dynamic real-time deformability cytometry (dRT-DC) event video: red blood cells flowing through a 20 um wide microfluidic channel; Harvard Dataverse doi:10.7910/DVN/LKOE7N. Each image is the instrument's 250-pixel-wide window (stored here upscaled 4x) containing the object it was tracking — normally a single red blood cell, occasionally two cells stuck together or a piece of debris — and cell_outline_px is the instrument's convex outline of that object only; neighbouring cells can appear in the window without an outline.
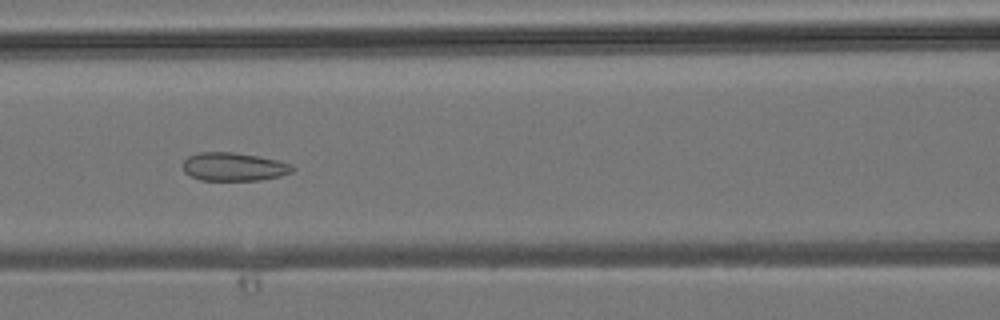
{"species": "common noctule bat (a hibernating species)", "species_latin": "Nyctalus noctula", "temperature_condition": "room temperature", "stored_images_in_passage": 43, "camera_frame_rate_fps": 3000, "um_per_image_px": 0.085, "animal": {"sex": "male", "body_mass_g": 19.2, "forearm_length_mm": 51.8}, "frame": {"image": 1, "passage_image": 18, "time_ms": 5.667, "image_size_px": [1000, 320], "cell_outline_px": [[296, 168], [292, 172], [280, 176], [260, 180], [200, 180], [184, 172], [184, 160], [188, 156], [200, 152], [236, 152], [260, 156], [292, 164]], "centroid_in_image_um": [19.9, 14.17], "position_along_channel_um": 146.7, "area_um2": 18.15}}
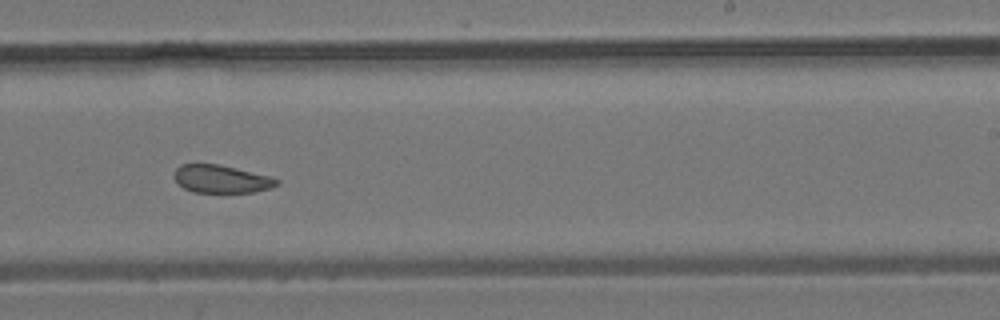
{"frame": {"image": 2, "passage_image": 26, "time_ms": 8.333, "image_size_px": [1000, 320], "cell_outline_px": [[280, 184], [272, 188], [252, 192], [192, 192], [184, 188], [176, 180], [176, 168], [180, 164], [216, 164], [236, 168], [268, 176], [280, 180]], "centroid_in_image_um": [18.85, 15.22], "position_along_channel_um": 270.2, "area_um2": 16.42}}
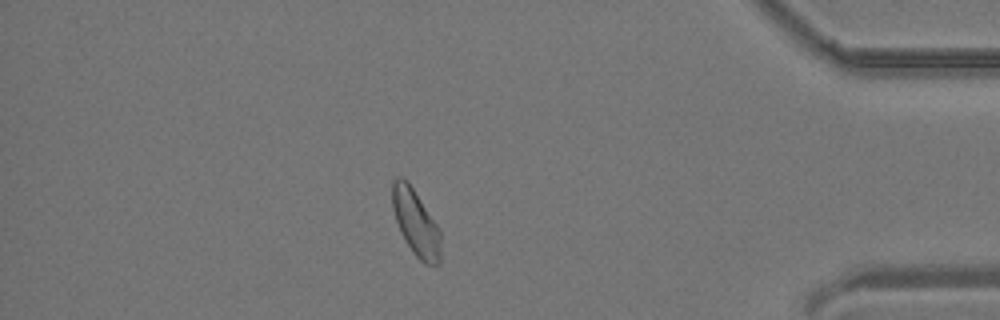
{"frame": {"image": 3, "passage_image": 37, "time_ms": 12.0, "image_size_px": [1000, 320], "cell_outline_px": [[440, 264], [424, 264], [416, 256], [404, 240], [400, 232], [392, 208], [392, 180], [396, 176], [400, 176], [408, 180], [436, 224], [440, 232]], "centroid_in_image_um": [35.31, 18.9], "position_along_channel_um": 399.9, "area_um2": 18.61}}